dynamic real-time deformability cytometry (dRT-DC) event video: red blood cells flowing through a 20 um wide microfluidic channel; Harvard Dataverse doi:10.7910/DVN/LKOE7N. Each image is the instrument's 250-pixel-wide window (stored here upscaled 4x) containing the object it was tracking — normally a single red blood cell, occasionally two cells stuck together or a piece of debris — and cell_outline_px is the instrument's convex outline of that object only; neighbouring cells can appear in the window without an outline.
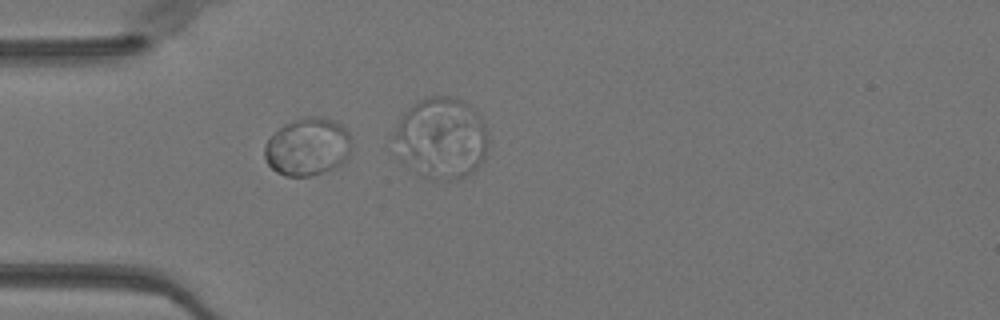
{"species": "Egyptian fruit bat (a non-hibernating species)", "species_latin": "Rousettus aegyptiacus", "temperature_condition": "warm", "stored_images_in_passage": 17, "segment_of_instrument_passage": [1, 2], "camera_frame_rate_fps": 3000, "um_per_image_px": 0.085, "animal": {"sex": "female"}, "frame": {"image": 1, "passage_image": 14, "time_ms": 4.333, "image_size_px": [1000, 320], "cell_outline_px": [[352, 144], [348, 156], [340, 164], [332, 168], [308, 176], [284, 176], [276, 172], [268, 164], [264, 156], [264, 148], [268, 140], [284, 124], [308, 116], [320, 116], [332, 120], [340, 124], [348, 132]], "centroid_in_image_um": [26.15, 12.48], "position_along_channel_um": 58.9, "area_um2": 28.96}}